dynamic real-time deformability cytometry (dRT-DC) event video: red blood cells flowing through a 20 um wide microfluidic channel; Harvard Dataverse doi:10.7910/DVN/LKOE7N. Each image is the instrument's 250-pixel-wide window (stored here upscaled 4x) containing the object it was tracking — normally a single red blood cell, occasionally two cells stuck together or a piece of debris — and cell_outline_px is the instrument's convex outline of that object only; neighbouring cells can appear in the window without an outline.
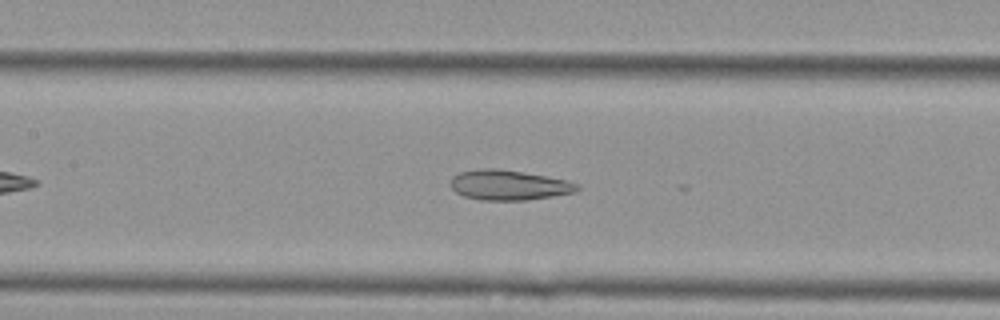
{"species": "Egyptian fruit bat (a non-hibernating species)", "species_latin": "Rousettus aegyptiacus", "temperature_condition": "cold", "stored_images_in_passage": 19, "camera_frame_rate_fps": 3000, "um_per_image_px": 0.085, "animal": {"sex": "female"}, "frame": {"image": 1, "passage_image": 16, "time_ms": 5.0, "image_size_px": [1000, 320], "cell_outline_px": [[580, 188], [576, 192], [528, 200], [480, 200], [464, 196], [456, 192], [448, 184], [452, 176], [460, 172], [480, 168], [496, 168], [568, 180], [580, 184]], "centroid_in_image_um": [43.23, 15.73], "position_along_channel_um": 164.2, "area_um2": 22.25}}